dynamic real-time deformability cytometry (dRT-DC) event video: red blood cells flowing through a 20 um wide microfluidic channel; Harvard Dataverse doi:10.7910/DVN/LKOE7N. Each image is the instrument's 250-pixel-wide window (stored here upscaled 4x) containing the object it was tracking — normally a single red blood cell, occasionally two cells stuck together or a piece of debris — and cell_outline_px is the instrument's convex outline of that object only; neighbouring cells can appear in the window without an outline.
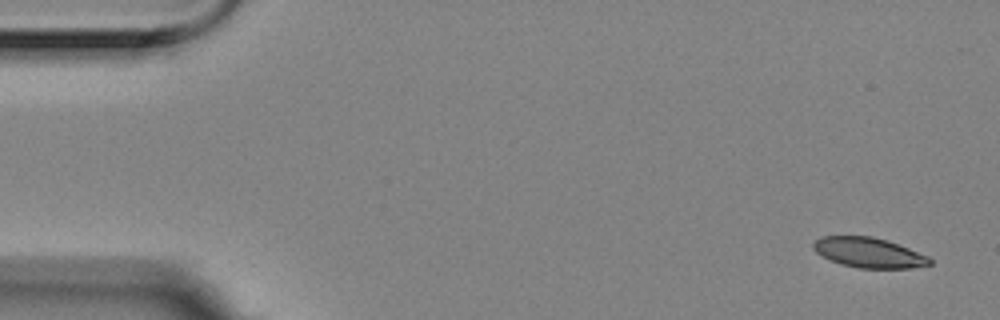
{"species": "Egyptian fruit bat (a non-hibernating species)", "species_latin": "Rousettus aegyptiacus", "temperature_condition": "room temperature", "stored_images_in_passage": 4, "camera_frame_rate_fps": 3000, "um_per_image_px": 0.085, "animal": {"sex": "female"}, "frame": {"image": 1, "passage_image": 1, "time_ms": 0.0, "image_size_px": [1000, 320], "cell_outline_px": [[932, 264], [912, 268], [860, 268], [840, 264], [816, 252], [812, 248], [812, 244], [820, 236], [872, 236], [888, 240], [928, 256], [932, 260]], "centroid_in_image_um": [73.85, 21.47], "position_along_channel_um": 11.1, "area_um2": 20.35}}
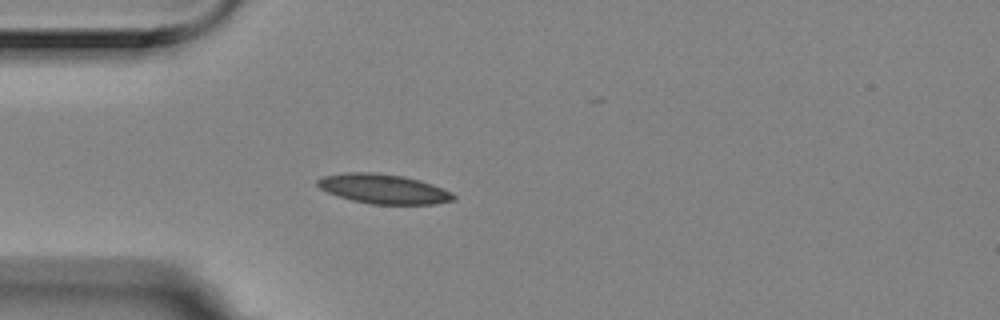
{"frame": {"image": 2, "passage_image": 4, "time_ms": 1.0, "image_size_px": [1000, 320], "cell_outline_px": [[456, 200], [436, 204], [372, 204], [352, 200], [328, 192], [320, 188], [316, 184], [316, 180], [324, 176], [344, 172], [372, 172], [404, 176], [420, 180], [432, 184], [452, 192], [456, 196]], "centroid_in_image_um": [32.63, 16.05], "position_along_channel_um": 52.4, "area_um2": 23.47}}